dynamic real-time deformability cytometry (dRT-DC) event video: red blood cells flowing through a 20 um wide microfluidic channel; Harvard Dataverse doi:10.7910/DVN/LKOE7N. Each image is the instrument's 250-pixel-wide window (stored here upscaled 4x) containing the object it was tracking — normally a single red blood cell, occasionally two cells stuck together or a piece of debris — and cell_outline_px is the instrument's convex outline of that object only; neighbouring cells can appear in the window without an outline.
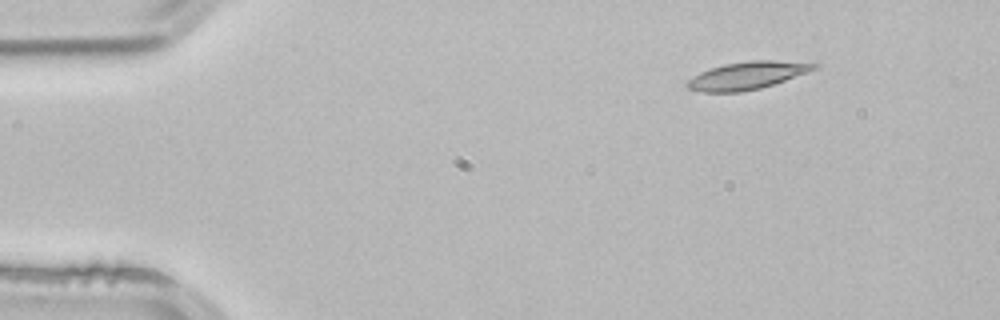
{"species": "common noctule bat (a hibernating species)", "species_latin": "Nyctalus noctula", "temperature_condition": "room temperature", "stored_images_in_passage": 2, "camera_frame_rate_fps": 3000, "um_per_image_px": 0.085, "animal": {"sex": "male", "body_mass_g": 21.5, "forearm_length_mm": 52.0}, "frame": {"image": 1, "passage_image": 1, "time_ms": 0.0, "image_size_px": [1000, 320], "cell_outline_px": [[820, 64], [816, 68], [808, 72], [760, 88], [740, 92], [700, 92], [688, 88], [684, 84], [688, 80], [700, 72], [724, 64], [748, 60], [772, 60]], "centroid_in_image_um": [63.47, 6.42], "position_along_channel_um": 21.5, "area_um2": 20.17}}